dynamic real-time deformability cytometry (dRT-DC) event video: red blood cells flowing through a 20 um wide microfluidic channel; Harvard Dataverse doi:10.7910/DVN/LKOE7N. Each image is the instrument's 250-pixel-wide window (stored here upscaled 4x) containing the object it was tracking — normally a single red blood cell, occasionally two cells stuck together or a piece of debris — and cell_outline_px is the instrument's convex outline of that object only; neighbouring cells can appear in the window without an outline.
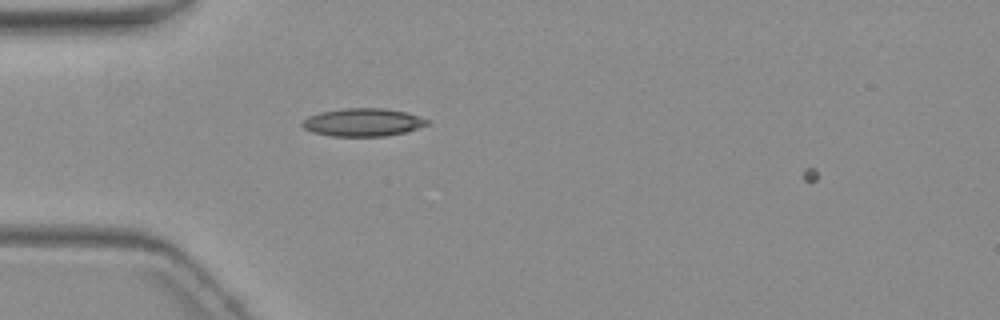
{"species": "common noctule bat (a hibernating species)", "species_latin": "Nyctalus noctula", "temperature_condition": "warm", "stored_images_in_passage": 2, "camera_frame_rate_fps": 3000, "um_per_image_px": 0.085, "animal": {"sex": "female", "body_mass_g": 19.3, "forearm_length_mm": 54.1}, "frame": {"image": 1, "passage_image": 2, "time_ms": 1.0, "image_size_px": [1000, 320], "cell_outline_px": [[432, 120], [428, 124], [404, 132], [384, 136], [332, 136], [312, 132], [304, 128], [300, 124], [308, 116], [320, 112], [344, 108], [384, 108], [408, 112]], "centroid_in_image_um": [30.86, 10.38], "position_along_channel_um": 54.1, "area_um2": 20.4}}